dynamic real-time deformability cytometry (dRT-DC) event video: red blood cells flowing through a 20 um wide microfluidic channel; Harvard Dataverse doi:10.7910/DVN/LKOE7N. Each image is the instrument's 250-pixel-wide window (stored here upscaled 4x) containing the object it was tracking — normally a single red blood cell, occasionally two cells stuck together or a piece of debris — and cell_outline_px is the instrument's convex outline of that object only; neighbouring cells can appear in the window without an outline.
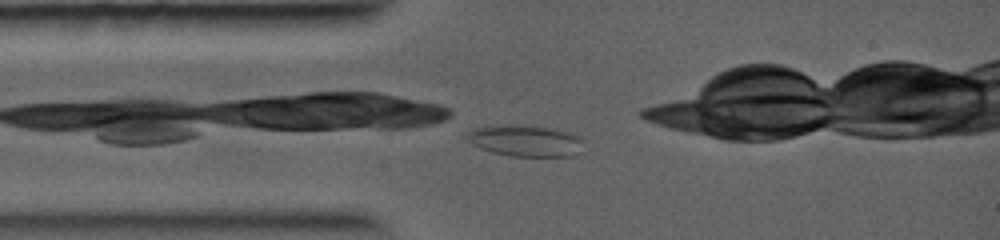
{"species": "common noctule bat (a hibernating species)", "species_latin": "Nyctalus noctula", "temperature_condition": "warm", "stored_images_in_passage": 30, "camera_frame_rate_fps": 5000, "um_per_image_px": 0.085, "animal": {"sex": "female", "body_mass_g": 19.0, "forearm_length_mm": 56.7}, "frame": {"image": 1, "passage_image": 1, "time_ms": 0.0, "image_size_px": [1000, 240], "cell_outline_px": [[580, 140], [572, 156], [512, 156], [492, 152], [480, 148], [472, 144], [468, 140], [468, 132], [472, 128], [504, 124], [520, 124], [552, 128], [572, 132], [580, 136]], "centroid_in_image_um": [44.58, 11.93], "position_along_channel_um": 40.4, "area_um2": 21.1}}